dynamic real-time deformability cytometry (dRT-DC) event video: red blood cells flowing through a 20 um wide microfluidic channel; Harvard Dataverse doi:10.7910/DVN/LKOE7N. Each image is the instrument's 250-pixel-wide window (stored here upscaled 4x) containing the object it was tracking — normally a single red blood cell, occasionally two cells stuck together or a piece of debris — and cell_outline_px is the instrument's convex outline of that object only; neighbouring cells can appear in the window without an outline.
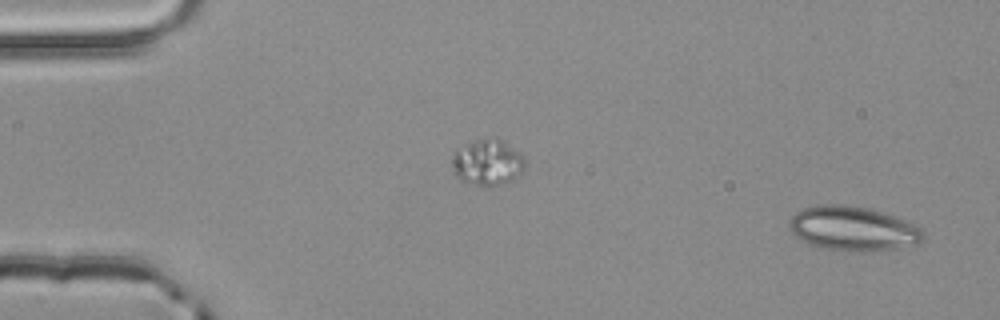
{"species": "common noctule bat (a hibernating species)", "species_latin": "Nyctalus noctula", "temperature_condition": "room temperature", "stored_images_in_passage": 2, "segment_of_instrument_passage": [2, 2], "camera_frame_rate_fps": 3000, "um_per_image_px": 0.085, "animal": {"sex": "male", "body_mass_g": 20.4}, "frame": {"image": 1, "passage_image": 2, "time_ms": 0.333, "image_size_px": [1000, 320], "cell_outline_px": [[924, 240], [916, 244], [872, 252], [860, 252], [820, 248], [808, 244], [800, 240], [788, 228], [788, 224], [792, 216], [796, 212], [804, 208], [824, 204], [844, 204], [868, 208], [916, 224], [924, 232]], "centroid_in_image_um": [72.48, 19.44], "position_along_channel_um": 12.5, "area_um2": 34.8}}